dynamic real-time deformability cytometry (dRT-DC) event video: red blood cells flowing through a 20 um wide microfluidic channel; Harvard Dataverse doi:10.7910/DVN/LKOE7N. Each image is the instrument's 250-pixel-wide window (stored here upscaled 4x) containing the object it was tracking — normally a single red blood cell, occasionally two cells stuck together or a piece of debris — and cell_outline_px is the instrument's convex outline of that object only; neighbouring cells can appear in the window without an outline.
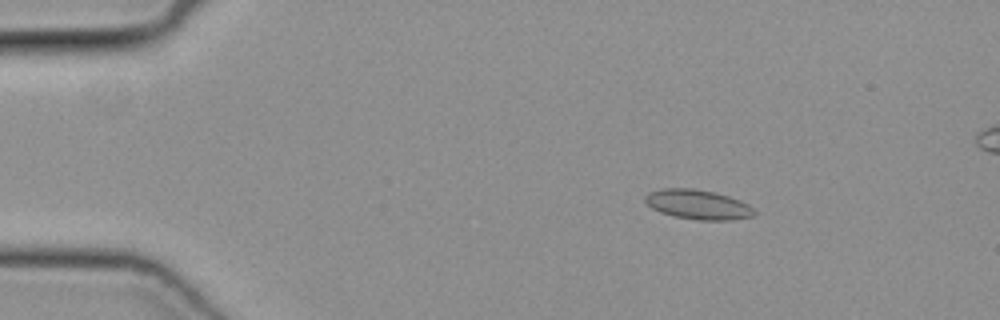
{"species": "common noctule bat (a hibernating species)", "species_latin": "Nyctalus noctula", "temperature_condition": "cold", "stored_images_in_passage": 52, "camera_frame_rate_fps": 3000, "um_per_image_px": 0.085, "animal": {"sex": "female", "body_mass_g": 19.3, "forearm_length_mm": 54.1}, "frame": {"image": 1, "passage_image": 9, "time_ms": 2.667, "image_size_px": [1000, 320], "cell_outline_px": [[756, 212], [752, 216], [732, 220], [696, 220], [672, 216], [660, 212], [652, 208], [644, 200], [644, 196], [648, 192], [664, 188], [692, 188], [712, 192], [728, 196], [740, 200], [748, 204]], "centroid_in_image_um": [59.3, 17.39], "position_along_channel_um": 25.7, "area_um2": 18.84}}
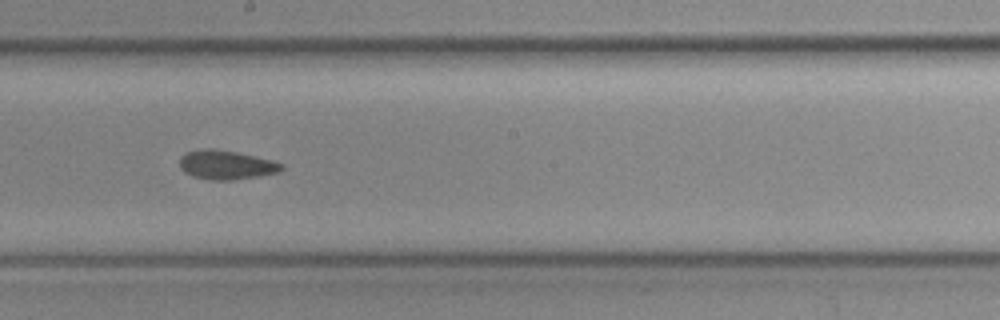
{"frame": {"image": 2, "passage_image": 29, "time_ms": 9.333, "image_size_px": [1000, 320], "cell_outline_px": [[284, 168], [280, 172], [260, 176], [232, 180], [208, 180], [192, 176], [184, 172], [180, 168], [180, 156], [188, 152], [208, 148], [212, 148], [236, 152], [272, 160], [284, 164]], "centroid_in_image_um": [19.24, 14.03], "position_along_channel_um": 229.0, "area_um2": 17.34}}
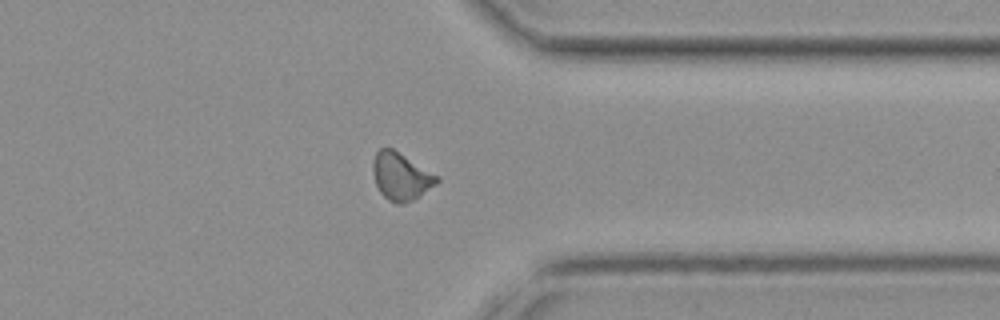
{"frame": {"image": 3, "passage_image": 40, "time_ms": 13.0, "image_size_px": [1000, 320], "cell_outline_px": [[440, 180], [436, 184], [420, 196], [404, 204], [396, 204], [388, 200], [380, 192], [376, 184], [372, 172], [372, 164], [376, 152], [380, 148], [392, 148], [440, 176]], "centroid_in_image_um": [34.09, 15.0], "position_along_channel_um": 377.3, "area_um2": 17.8}}